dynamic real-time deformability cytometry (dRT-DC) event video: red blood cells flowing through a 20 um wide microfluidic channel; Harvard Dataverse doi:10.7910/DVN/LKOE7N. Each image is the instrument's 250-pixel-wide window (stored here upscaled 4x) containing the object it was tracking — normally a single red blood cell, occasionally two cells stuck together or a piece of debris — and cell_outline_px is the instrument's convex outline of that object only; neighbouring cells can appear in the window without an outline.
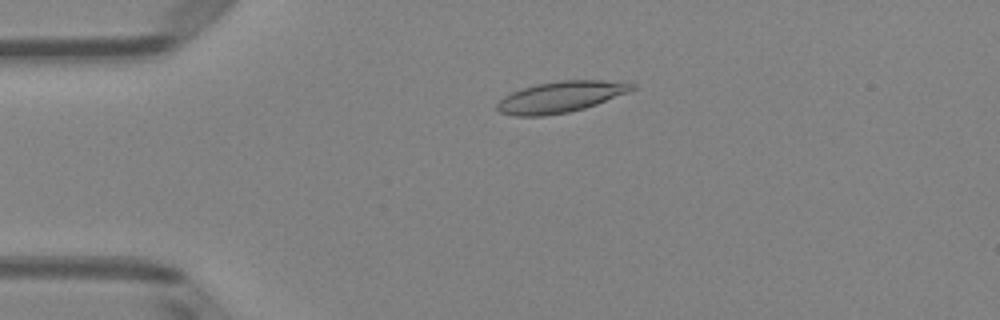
{"species": "Egyptian fruit bat (a non-hibernating species)", "species_latin": "Rousettus aegyptiacus", "temperature_condition": "room temperature", "stored_images_in_passage": 42, "camera_frame_rate_fps": 3000, "um_per_image_px": 0.085, "animal": {"sex": "female"}, "frame": {"image": 1, "passage_image": 2, "time_ms": 0.333, "image_size_px": [1000, 320], "cell_outline_px": [[636, 88], [628, 92], [596, 104], [584, 108], [568, 112], [544, 116], [516, 116], [500, 112], [496, 108], [496, 104], [504, 96], [512, 92], [536, 84], [560, 80], [604, 80], [636, 84]], "centroid_in_image_um": [47.64, 8.24], "position_along_channel_um": 37.4, "area_um2": 24.28}}
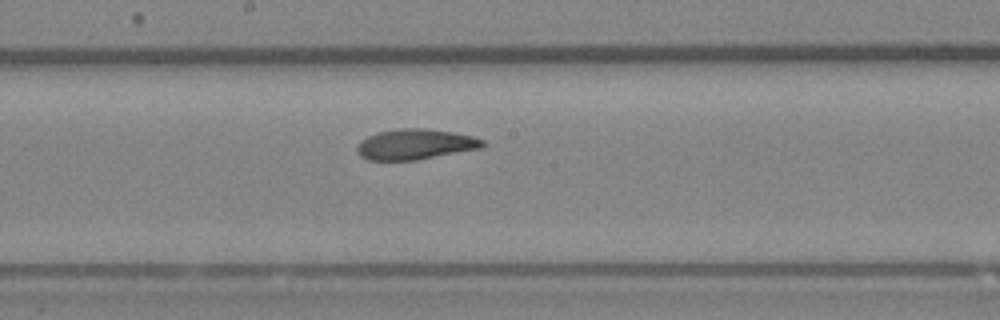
{"frame": {"image": 2, "passage_image": 18, "time_ms": 5.667, "image_size_px": [1000, 320], "cell_outline_px": [[484, 148], [416, 160], [368, 160], [360, 156], [356, 152], [356, 144], [360, 140], [376, 132], [400, 128], [420, 128], [452, 132], [472, 136], [484, 140]], "centroid_in_image_um": [35.26, 12.27], "position_along_channel_um": 212.9, "area_um2": 22.48}}
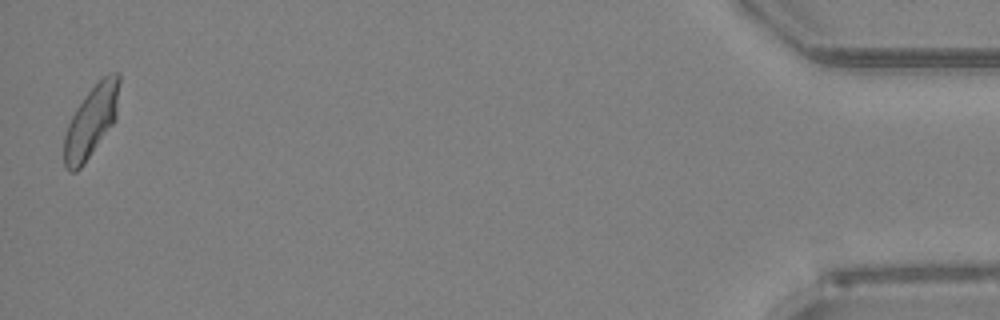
{"frame": {"image": 3, "passage_image": 41, "time_ms": 13.333, "image_size_px": [1000, 320], "cell_outline_px": [[120, 80], [116, 116], [112, 124], [84, 164], [76, 172], [68, 172], [64, 168], [64, 136], [68, 124], [76, 108], [88, 92], [108, 72], [120, 72]], "centroid_in_image_um": [7.74, 10.33], "position_along_channel_um": 427.5, "area_um2": 22.77}, "authors_computed_cell_mechanics": {"area_um2": 22.6576, "velocity_mm_per_s": 3.96, "shape_relaxation_time_tau1_ms": 4.8416, "shape_relaxation_time_tau2_ms": 2.0468, "deformation_change_tau1": 0.154, "deformation_change_tau2": 0.0753}}